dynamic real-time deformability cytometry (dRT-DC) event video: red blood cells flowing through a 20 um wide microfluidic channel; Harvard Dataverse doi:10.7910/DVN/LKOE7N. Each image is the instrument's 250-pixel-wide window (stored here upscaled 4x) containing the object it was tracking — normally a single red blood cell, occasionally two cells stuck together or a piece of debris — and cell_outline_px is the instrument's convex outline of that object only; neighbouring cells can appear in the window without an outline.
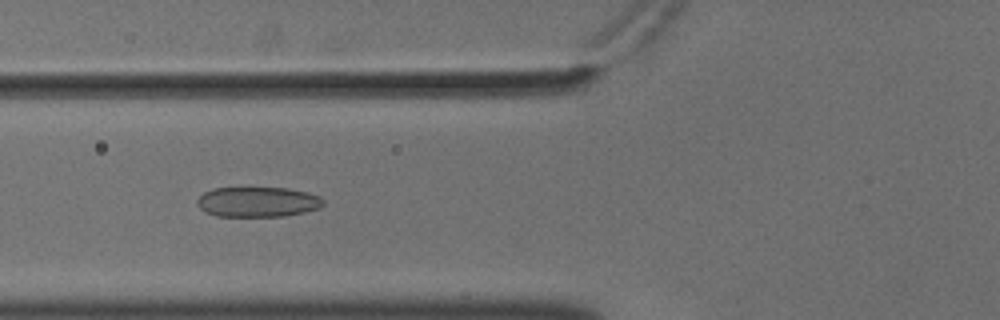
{"species": "common noctule bat (a hibernating species)", "species_latin": "Nyctalus noctula", "temperature_condition": "cold", "stored_images_in_passage": 56, "camera_frame_rate_fps": 3000, "um_per_image_px": 0.085, "animal": {"sex": "male", "body_mass_g": 18.8}, "frame": {"image": 1, "passage_image": 22, "time_ms": 7.0, "image_size_px": [1000, 320], "cell_outline_px": [[324, 204], [320, 208], [304, 212], [284, 216], [216, 216], [204, 212], [196, 204], [196, 200], [204, 192], [212, 188], [240, 184], [288, 188], [308, 192], [320, 196], [324, 200]], "centroid_in_image_um": [21.86, 17.1], "position_along_channel_um": 103.9, "area_um2": 23.41}}
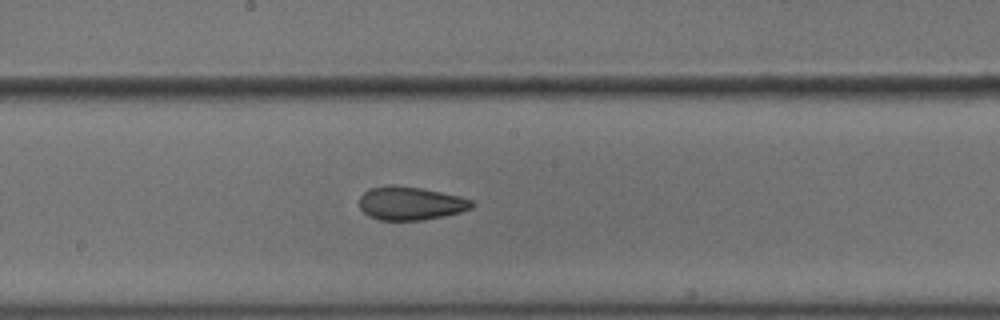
{"frame": {"image": 2, "passage_image": 31, "time_ms": 10.0, "image_size_px": [1000, 320], "cell_outline_px": [[476, 204], [472, 208], [460, 212], [444, 216], [424, 220], [380, 220], [368, 216], [360, 208], [360, 196], [368, 188], [388, 184], [392, 184], [420, 188], [460, 196], [472, 200]], "centroid_in_image_um": [34.89, 17.28], "position_along_channel_um": 213.3, "area_um2": 22.08}}
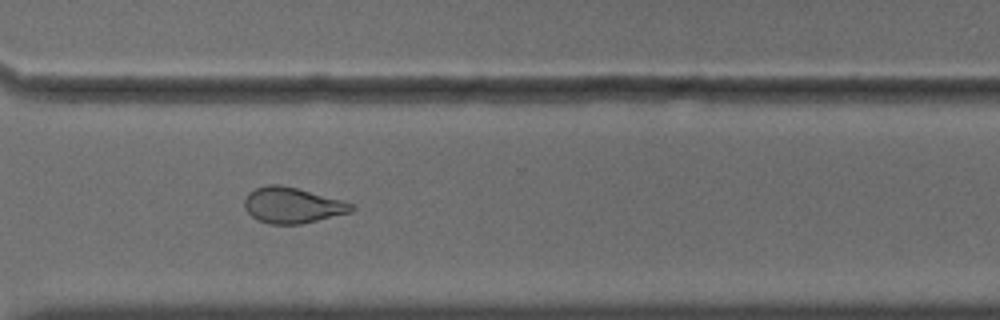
{"frame": {"image": 3, "passage_image": 42, "time_ms": 13.667, "image_size_px": [1000, 320], "cell_outline_px": [[356, 208], [352, 212], [300, 224], [272, 224], [256, 220], [244, 208], [244, 200], [248, 192], [256, 188], [268, 184], [280, 184], [296, 188], [340, 200], [352, 204]], "centroid_in_image_um": [24.81, 17.45], "position_along_channel_um": 345.8, "area_um2": 22.14}, "authors_computed_cell_mechanics": {"area_um2": 23.8425, "velocity_mm_per_s": 3.6238, "shape_relaxation_time_tau1_ms": null, "shape_relaxation_time_tau2_ms": 2.5749, "deformation_change_tau1": null, "deformation_change_tau2": 0.0872}}